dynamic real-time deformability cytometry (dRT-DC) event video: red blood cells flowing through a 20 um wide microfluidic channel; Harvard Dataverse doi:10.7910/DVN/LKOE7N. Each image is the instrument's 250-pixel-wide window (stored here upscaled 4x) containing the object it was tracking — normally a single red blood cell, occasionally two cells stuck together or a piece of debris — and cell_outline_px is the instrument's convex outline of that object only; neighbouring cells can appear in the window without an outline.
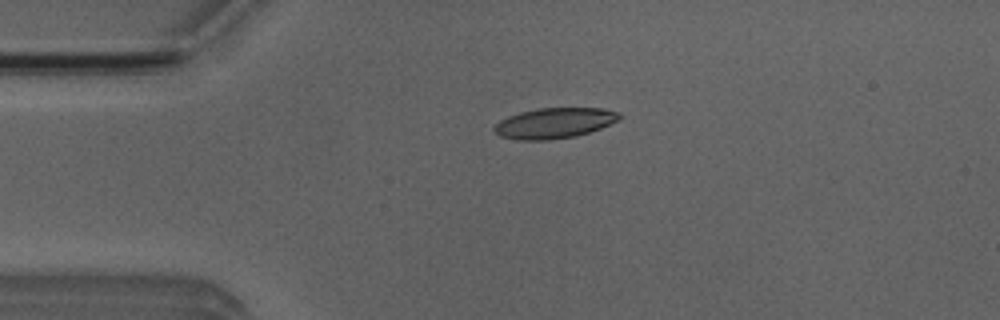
{"species": "Egyptian fruit bat (a non-hibernating species)", "species_latin": "Rousettus aegyptiacus", "temperature_condition": "room temperature", "stored_images_in_passage": 51, "camera_frame_rate_fps": 3000, "um_per_image_px": 0.085, "animal": {"sex": "male"}, "frame": {"image": 1, "passage_image": 11, "time_ms": 3.333, "image_size_px": [1000, 320], "cell_outline_px": [[624, 116], [620, 120], [600, 128], [576, 136], [548, 140], [516, 140], [500, 136], [492, 128], [500, 120], [508, 116], [520, 112], [540, 108], [604, 108], [620, 112]], "centroid_in_image_um": [47.15, 10.46], "position_along_channel_um": 37.8, "area_um2": 22.37}}
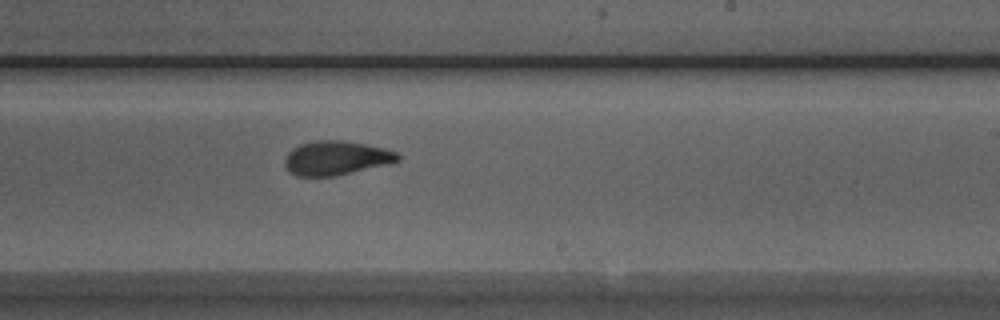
{"frame": {"image": 2, "passage_image": 30, "time_ms": 9.667, "image_size_px": [1000, 320], "cell_outline_px": [[400, 160], [392, 164], [336, 176], [296, 176], [288, 172], [284, 164], [284, 160], [288, 152], [292, 148], [300, 144], [312, 140], [340, 140], [364, 144], [384, 148], [396, 152], [400, 156]], "centroid_in_image_um": [28.57, 13.44], "position_along_channel_um": 260.4, "area_um2": 22.83}}
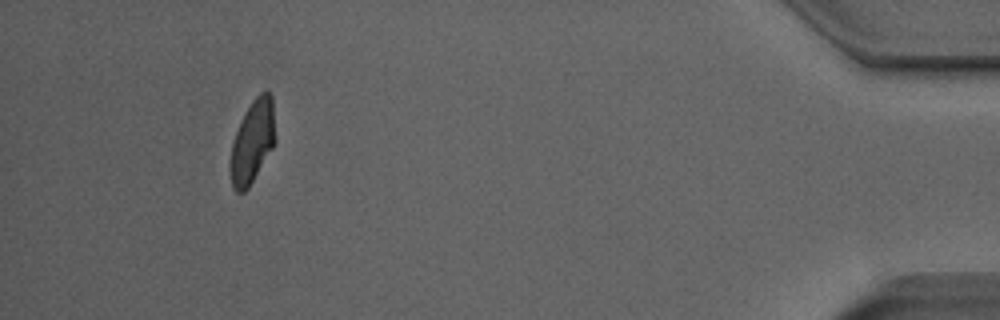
{"frame": {"image": 3, "passage_image": 47, "time_ms": 15.333, "image_size_px": [1000, 320], "cell_outline_px": [[276, 140], [272, 148], [248, 188], [244, 192], [236, 192], [232, 188], [228, 168], [228, 164], [232, 140], [252, 100], [260, 92], [268, 92], [272, 96]], "centroid_in_image_um": [21.43, 12.09], "position_along_channel_um": 413.8, "area_um2": 21.79}, "authors_computed_cell_mechanics": {"area_um2": 22.3686, "velocity_mm_per_s": 3.9681, "shape_relaxation_time_tau1_ms": 4.832, "shape_relaxation_time_tau2_ms": 1.8728, "deformation_change_tau1": 0.1831, "deformation_change_tau2": 0.0838}}